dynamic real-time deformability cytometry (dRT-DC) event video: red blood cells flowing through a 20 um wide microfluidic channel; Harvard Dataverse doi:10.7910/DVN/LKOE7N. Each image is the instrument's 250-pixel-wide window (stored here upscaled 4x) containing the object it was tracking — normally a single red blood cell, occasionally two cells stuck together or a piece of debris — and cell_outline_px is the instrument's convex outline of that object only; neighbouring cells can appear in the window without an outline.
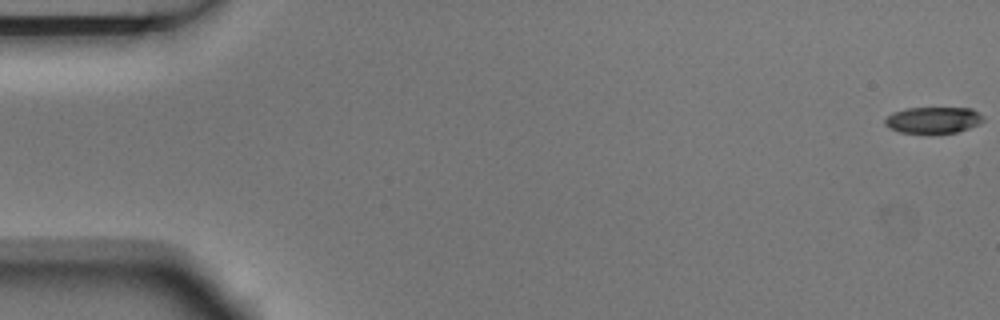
{"species": "Egyptian fruit bat (a non-hibernating species)", "species_latin": "Rousettus aegyptiacus", "temperature_condition": "room temperature", "stored_images_in_passage": 4, "camera_frame_rate_fps": 3000, "um_per_image_px": 0.085, "animal": {"sex": "male"}, "frame": {"image": 1, "passage_image": 1, "time_ms": 0.0, "image_size_px": [1000, 320], "cell_outline_px": [[984, 120], [980, 124], [956, 132], [932, 136], [900, 132], [888, 128], [884, 124], [884, 120], [892, 112], [904, 108], [972, 108], [984, 116]], "centroid_in_image_um": [79.3, 10.24], "position_along_channel_um": 5.7, "area_um2": 15.84}}